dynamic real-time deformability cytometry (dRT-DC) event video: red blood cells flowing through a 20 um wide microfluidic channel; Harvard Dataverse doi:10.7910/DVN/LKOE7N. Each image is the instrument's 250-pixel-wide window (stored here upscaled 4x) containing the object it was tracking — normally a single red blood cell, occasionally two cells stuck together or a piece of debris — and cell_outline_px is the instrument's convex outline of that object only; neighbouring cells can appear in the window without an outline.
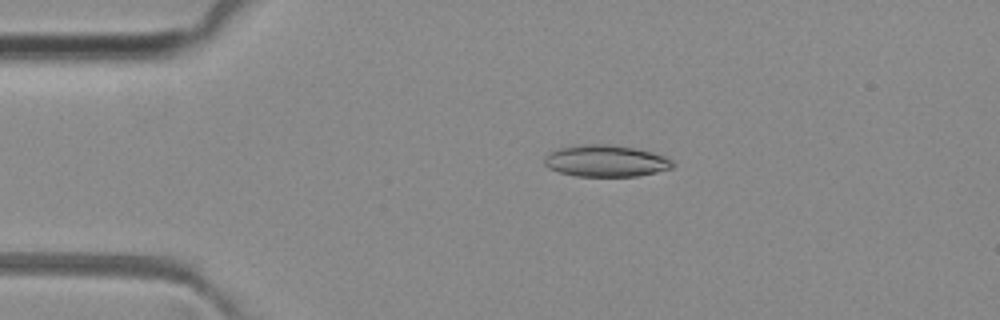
{"species": "common noctule bat (a hibernating species)", "species_latin": "Nyctalus noctula", "temperature_condition": "room temperature", "stored_images_in_passage": 5, "camera_frame_rate_fps": 3000, "um_per_image_px": 0.085, "animal": {"sex": "female", "body_mass_g": 29.2, "forearm_length_mm": 56.3}, "frame": {"image": 1, "passage_image": 1, "time_ms": 0.0, "image_size_px": [1000, 320], "cell_outline_px": [[676, 164], [672, 168], [656, 172], [636, 176], [576, 176], [560, 172], [548, 168], [544, 164], [544, 156], [548, 152], [560, 148], [584, 144], [608, 144], [632, 148], [652, 152], [664, 156], [672, 160]], "centroid_in_image_um": [51.48, 13.68], "position_along_channel_um": 33.5, "area_um2": 23.64}}